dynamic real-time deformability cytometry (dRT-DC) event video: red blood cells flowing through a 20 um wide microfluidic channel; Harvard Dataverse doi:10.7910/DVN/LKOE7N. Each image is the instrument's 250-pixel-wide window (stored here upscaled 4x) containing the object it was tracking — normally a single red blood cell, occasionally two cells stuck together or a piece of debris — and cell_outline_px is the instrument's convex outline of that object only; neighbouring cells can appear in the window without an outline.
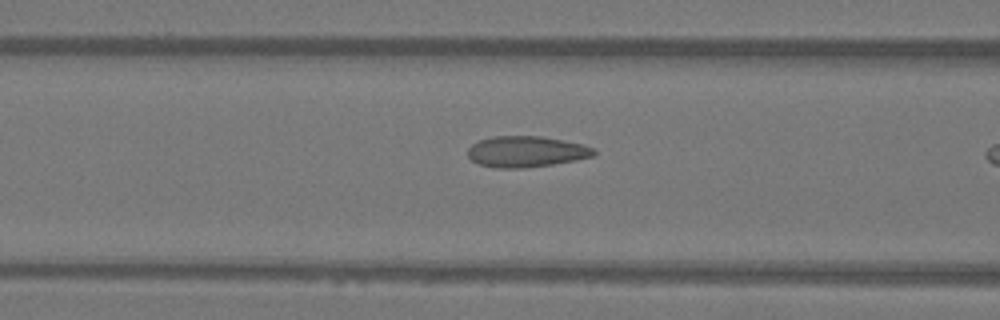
{"species": "Egyptian fruit bat (a non-hibernating species)", "species_latin": "Rousettus aegyptiacus", "temperature_condition": "warm", "stored_images_in_passage": 9, "camera_frame_rate_fps": 3000, "um_per_image_px": 0.085, "animal": {"sex": "female"}, "frame": {"image": 1, "passage_image": 8, "time_ms": 2.333, "image_size_px": [1000, 320], "cell_outline_px": [[596, 152], [592, 156], [576, 160], [552, 164], [524, 168], [496, 168], [480, 164], [472, 160], [468, 156], [468, 148], [472, 144], [480, 140], [496, 136], [540, 136], [564, 140], [584, 144], [596, 148]], "centroid_in_image_um": [44.76, 12.88], "position_along_channel_um": 121.8, "area_um2": 22.77}}